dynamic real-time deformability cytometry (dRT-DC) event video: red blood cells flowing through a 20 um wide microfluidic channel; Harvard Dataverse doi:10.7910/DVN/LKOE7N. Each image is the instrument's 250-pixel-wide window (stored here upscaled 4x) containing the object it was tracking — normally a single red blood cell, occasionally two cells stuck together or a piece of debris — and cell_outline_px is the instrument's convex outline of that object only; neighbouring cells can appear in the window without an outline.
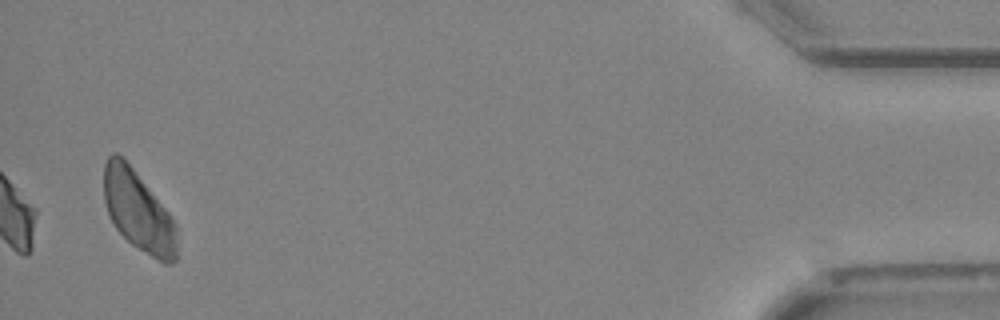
{"species": "Egyptian fruit bat (a non-hibernating species)", "species_latin": "Rousettus aegyptiacus", "temperature_condition": "cold", "stored_images_in_passage": 37, "camera_frame_rate_fps": 3000, "um_per_image_px": 0.085, "animal": {"sex": "female"}, "frame": {"image": 1, "passage_image": 37, "time_ms": 12.0, "image_size_px": [1000, 320], "cell_outline_px": [[176, 260], [172, 264], [164, 264], [132, 244], [116, 228], [108, 212], [104, 200], [104, 164], [108, 156], [112, 152], [116, 152], [124, 156], [168, 212], [176, 224]], "centroid_in_image_um": [11.75, 17.91], "position_along_channel_um": 423.5, "area_um2": 34.04}, "authors_computed_cell_mechanics": {"area_um2": 22.253, "velocity_mm_per_s": 3.9434, "shape_relaxation_time_tau1_ms": 10.5703, "shape_relaxation_time_tau2_ms": null, "deformation_change_tau1": 0.1686, "deformation_change_tau2": null}}